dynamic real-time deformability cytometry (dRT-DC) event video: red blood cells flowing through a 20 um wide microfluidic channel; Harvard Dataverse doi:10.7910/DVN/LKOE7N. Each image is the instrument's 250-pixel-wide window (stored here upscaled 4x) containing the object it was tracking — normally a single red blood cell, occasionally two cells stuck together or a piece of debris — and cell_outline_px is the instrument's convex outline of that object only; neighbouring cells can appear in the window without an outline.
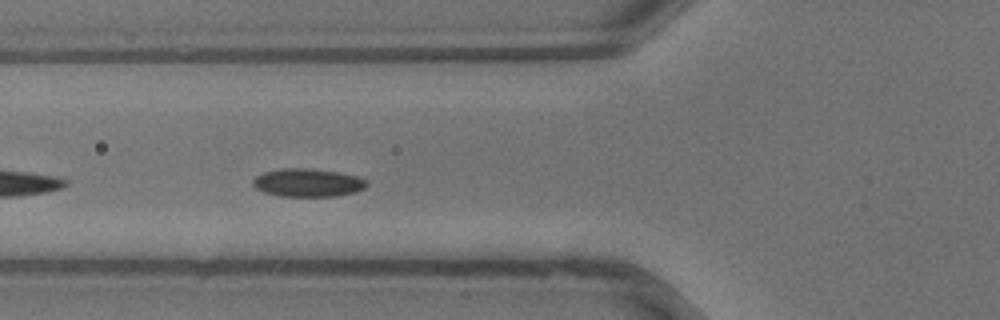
{"species": "common noctule bat (a hibernating species)", "species_latin": "Nyctalus noctula", "temperature_condition": "warm", "stored_images_in_passage": 13, "camera_frame_rate_fps": 3000, "um_per_image_px": 0.085, "animal": {"sex": "male", "body_mass_g": 13.3}, "frame": {"image": 1, "passage_image": 4, "time_ms": 1.0, "image_size_px": [1000, 320], "cell_outline_px": [[368, 184], [364, 188], [356, 192], [336, 196], [284, 196], [264, 192], [256, 188], [252, 184], [252, 180], [256, 176], [264, 172], [284, 168], [308, 168], [340, 172], [356, 176], [368, 180]], "centroid_in_image_um": [26.18, 15.52], "position_along_channel_um": 99.6, "area_um2": 18.67}}
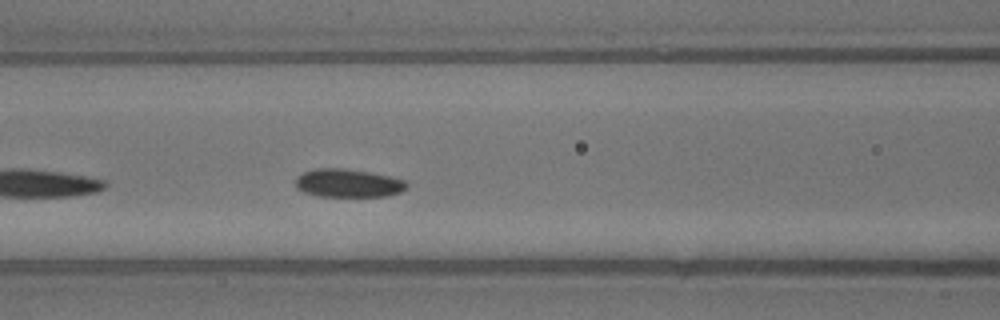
{"frame": {"image": 2, "passage_image": 6, "time_ms": 1.667, "image_size_px": [1000, 320], "cell_outline_px": [[408, 188], [400, 192], [384, 196], [316, 196], [304, 192], [296, 188], [296, 176], [312, 168], [344, 168], [368, 172], [388, 176], [404, 180], [408, 184]], "centroid_in_image_um": [29.56, 15.56], "position_along_channel_um": 137.0, "area_um2": 18.32}}